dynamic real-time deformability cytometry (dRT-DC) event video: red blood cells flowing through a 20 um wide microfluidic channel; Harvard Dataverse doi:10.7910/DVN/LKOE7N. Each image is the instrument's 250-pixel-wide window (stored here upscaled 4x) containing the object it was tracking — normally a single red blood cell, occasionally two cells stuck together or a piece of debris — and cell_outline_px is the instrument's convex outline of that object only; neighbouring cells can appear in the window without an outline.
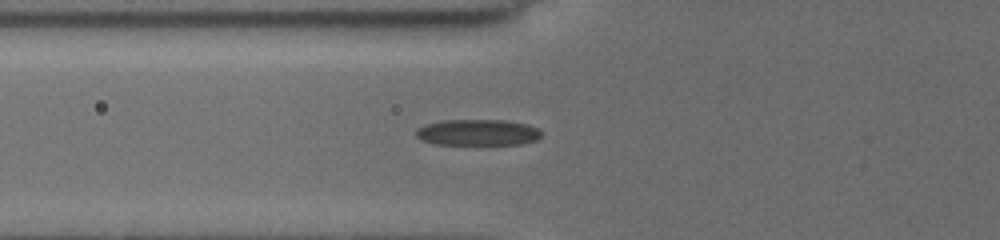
{"species": "common noctule bat (a hibernating species)", "species_latin": "Nyctalus noctula", "temperature_condition": "cold", "stored_images_in_passage": 12, "camera_frame_rate_fps": 3000, "um_per_image_px": 0.085, "animal": {"sex": "female", "body_mass_g": 19.5, "forearm_length_mm": 54.1}, "frame": {"image": 1, "passage_image": 10, "time_ms": 5.333, "image_size_px": [1000, 240], "cell_outline_px": [[540, 136], [536, 140], [520, 144], [432, 144], [420, 140], [416, 136], [416, 128], [424, 124], [444, 120], [504, 120], [528, 124], [540, 128]], "centroid_in_image_um": [40.57, 11.25], "position_along_channel_um": 85.2, "area_um2": 19.25}}
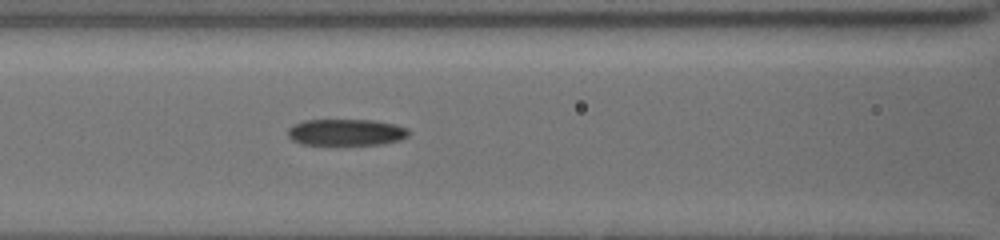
{"frame": {"image": 2, "passage_image": 12, "time_ms": 6.667, "image_size_px": [1000, 240], "cell_outline_px": [[408, 136], [400, 140], [384, 144], [300, 144], [292, 140], [288, 136], [288, 128], [292, 124], [304, 120], [376, 120], [396, 124], [408, 128]], "centroid_in_image_um": [29.42, 11.23], "position_along_channel_um": 137.2, "area_um2": 18.79}}